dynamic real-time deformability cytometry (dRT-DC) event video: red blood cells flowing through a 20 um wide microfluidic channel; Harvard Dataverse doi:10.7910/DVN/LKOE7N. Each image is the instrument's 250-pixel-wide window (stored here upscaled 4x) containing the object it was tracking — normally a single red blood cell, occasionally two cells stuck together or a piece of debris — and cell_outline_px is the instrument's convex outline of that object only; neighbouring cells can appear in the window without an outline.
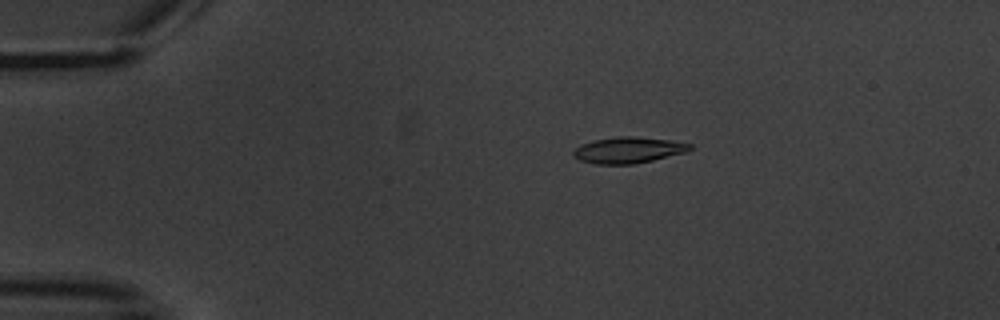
{"species": "common noctule bat (a hibernating species)", "species_latin": "Nyctalus noctula", "temperature_condition": "warm", "stored_images_in_passage": 5, "camera_frame_rate_fps": 3000, "um_per_image_px": 0.085, "animal": {"sex": "male", "body_mass_g": 20.1, "forearm_length_mm": 53.5}, "frame": {"image": 1, "passage_image": 1, "time_ms": 0.0, "image_size_px": [1000, 320], "cell_outline_px": [[692, 148], [688, 152], [652, 160], [632, 164], [596, 164], [580, 160], [572, 156], [572, 152], [580, 144], [592, 140], [620, 136], [636, 136], [668, 140], [692, 144]], "centroid_in_image_um": [53.39, 12.75], "position_along_channel_um": 31.6, "area_um2": 17.8}}